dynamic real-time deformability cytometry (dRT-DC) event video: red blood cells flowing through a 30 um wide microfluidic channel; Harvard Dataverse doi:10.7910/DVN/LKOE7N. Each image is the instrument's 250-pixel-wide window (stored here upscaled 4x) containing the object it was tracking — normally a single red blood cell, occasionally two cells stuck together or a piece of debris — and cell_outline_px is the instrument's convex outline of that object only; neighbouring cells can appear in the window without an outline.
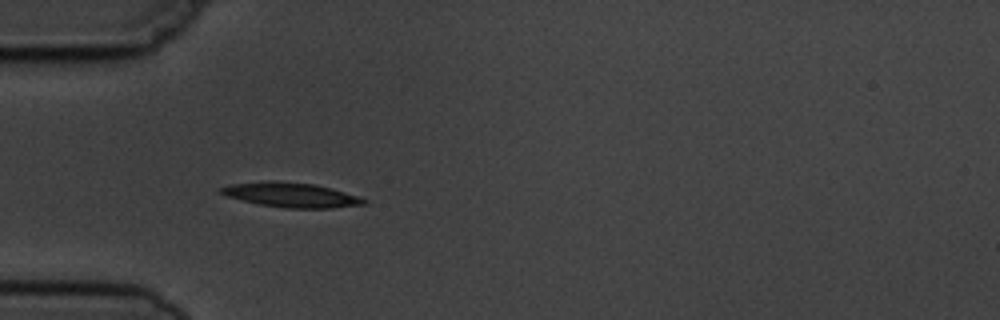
{"species": "common noctule bat (a hibernating species)", "species_latin": "Nyctalus noctula", "temperature_condition": "cold", "stored_images_in_passage": 5, "camera_frame_rate_fps": 3000, "um_per_image_px": 0.085, "animal": {"sex": "male", "body_mass_g": 19.5, "forearm_length_mm": 54.6}, "frame": {"image": 1, "passage_image": 5, "time_ms": 4.667, "image_size_px": [1000, 320], "cell_outline_px": [[368, 204], [332, 208], [284, 208], [260, 204], [228, 196], [216, 192], [220, 188], [232, 184], [268, 180], [272, 180], [316, 184], [344, 192], [368, 200]], "centroid_in_image_um": [24.75, 16.56], "position_along_channel_um": 60.2, "area_um2": 20.46}}